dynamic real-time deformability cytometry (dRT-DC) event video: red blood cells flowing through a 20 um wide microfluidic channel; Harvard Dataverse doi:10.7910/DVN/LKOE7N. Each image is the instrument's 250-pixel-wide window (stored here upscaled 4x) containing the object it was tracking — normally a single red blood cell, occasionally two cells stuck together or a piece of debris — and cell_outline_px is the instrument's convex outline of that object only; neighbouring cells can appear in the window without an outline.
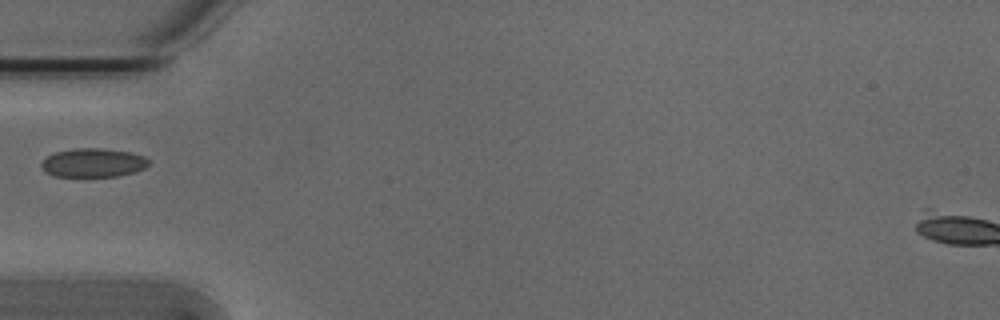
{"species": "Egyptian fruit bat (a non-hibernating species)", "species_latin": "Rousettus aegyptiacus", "temperature_condition": "cold", "stored_images_in_passage": 6, "camera_frame_rate_fps": 3000, "um_per_image_px": 0.085, "animal": {"sex": "male"}, "frame": {"image": 1, "passage_image": 1, "time_ms": 0.0, "image_size_px": [1000, 320], "cell_outline_px": [[148, 164], [144, 168], [136, 172], [116, 176], [52, 176], [44, 172], [40, 164], [48, 156], [56, 152], [72, 148], [104, 148], [128, 152], [144, 156], [148, 160]], "centroid_in_image_um": [7.89, 13.83], "position_along_channel_um": 77.1, "area_um2": 17.98}}